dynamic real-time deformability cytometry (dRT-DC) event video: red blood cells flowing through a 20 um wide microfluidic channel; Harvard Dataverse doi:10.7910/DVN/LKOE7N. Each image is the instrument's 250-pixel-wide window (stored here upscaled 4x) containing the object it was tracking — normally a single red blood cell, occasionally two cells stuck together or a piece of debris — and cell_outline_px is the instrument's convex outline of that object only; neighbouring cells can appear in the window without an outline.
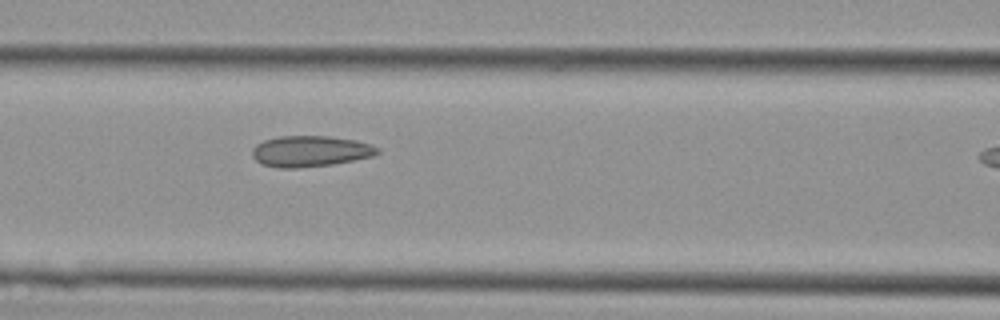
{"species": "Egyptian fruit bat (a non-hibernating species)", "species_latin": "Rousettus aegyptiacus", "temperature_condition": "cold", "stored_images_in_passage": 11, "camera_frame_rate_fps": 3000, "um_per_image_px": 0.085, "animal": {"sex": "female"}, "frame": {"image": 1, "passage_image": 10, "time_ms": 3.0, "image_size_px": [1000, 320], "cell_outline_px": [[380, 152], [372, 156], [332, 164], [296, 168], [276, 168], [260, 164], [252, 156], [252, 148], [256, 144], [264, 140], [280, 136], [328, 136], [356, 140], [380, 148]], "centroid_in_image_um": [26.33, 12.85], "position_along_channel_um": 140.3, "area_um2": 22.6}}